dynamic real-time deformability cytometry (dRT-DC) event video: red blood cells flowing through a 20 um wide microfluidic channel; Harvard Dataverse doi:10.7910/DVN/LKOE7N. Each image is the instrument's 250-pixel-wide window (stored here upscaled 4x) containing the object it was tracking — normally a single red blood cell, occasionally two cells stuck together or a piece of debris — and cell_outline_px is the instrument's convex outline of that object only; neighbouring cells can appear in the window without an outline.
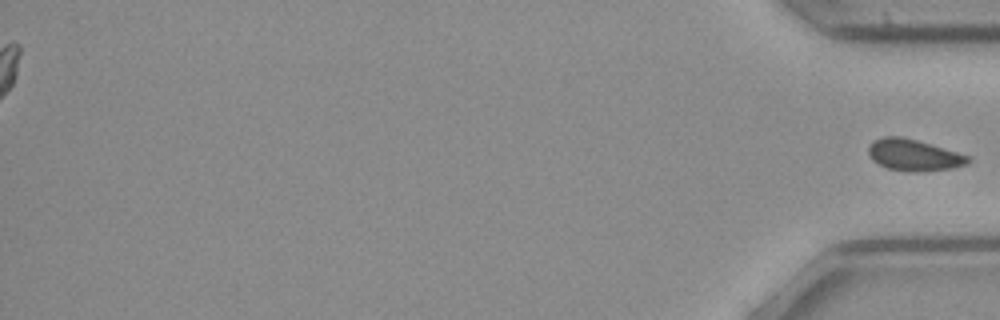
{"species": "common noctule bat (a hibernating species)", "species_latin": "Nyctalus noctula", "temperature_condition": "cold", "stored_images_in_passage": 45, "segment_of_instrument_passage": [2, 2], "camera_frame_rate_fps": 3000, "um_per_image_px": 0.085, "animal": {"sex": "female", "body_mass_g": 21.9}, "frame": {"image": 1, "passage_image": 45, "time_ms": 14.667, "image_size_px": [1000, 320], "cell_outline_px": [[972, 160], [968, 164], [952, 168], [916, 172], [908, 172], [888, 168], [872, 160], [868, 152], [868, 144], [872, 140], [884, 136], [900, 136], [916, 140], [972, 156]], "centroid_in_image_um": [77.68, 13.18], "position_along_channel_um": 357.5, "area_um2": 18.44}}